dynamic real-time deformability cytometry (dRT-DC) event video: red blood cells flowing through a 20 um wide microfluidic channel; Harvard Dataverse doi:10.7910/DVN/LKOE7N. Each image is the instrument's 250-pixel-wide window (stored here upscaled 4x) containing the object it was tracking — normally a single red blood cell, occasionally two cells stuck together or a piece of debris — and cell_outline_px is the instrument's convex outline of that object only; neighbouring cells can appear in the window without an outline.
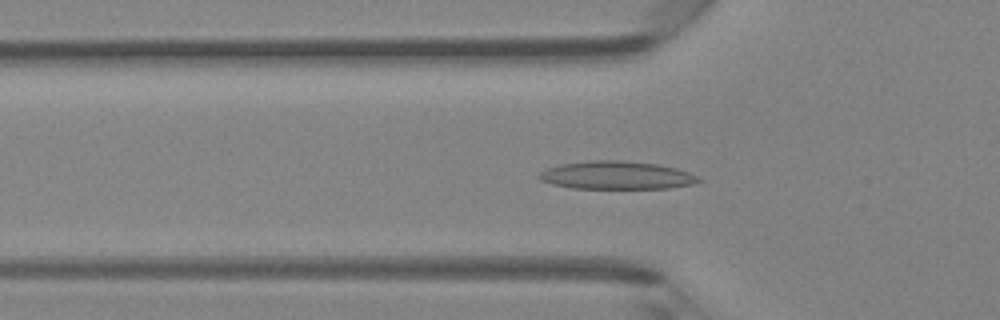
{"species": "Egyptian fruit bat (a non-hibernating species)", "species_latin": "Rousettus aegyptiacus", "temperature_condition": "room temperature", "stored_images_in_passage": 44, "camera_frame_rate_fps": 3000, "um_per_image_px": 0.085, "animal": {"sex": "female"}, "frame": {"image": 1, "passage_image": 12, "time_ms": 3.667, "image_size_px": [1000, 320], "cell_outline_px": [[704, 180], [692, 184], [668, 188], [572, 188], [552, 184], [540, 180], [536, 176], [540, 172], [548, 168], [560, 164], [588, 160], [620, 160], [660, 164], [676, 168], [700, 176]], "centroid_in_image_um": [52.42, 14.89], "position_along_channel_um": 73.4, "area_um2": 26.24}}
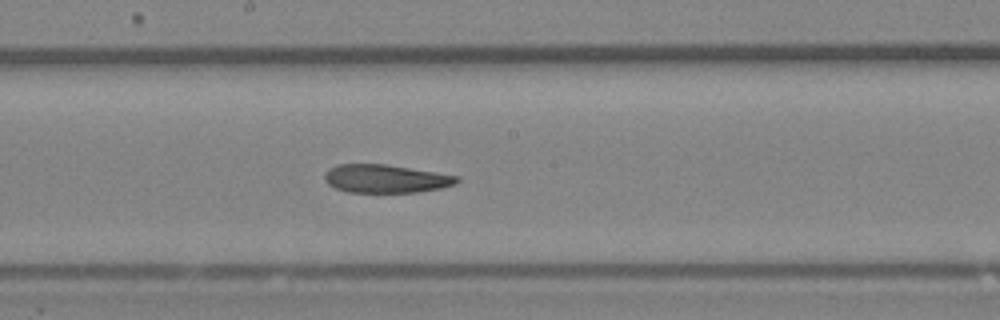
{"frame": {"image": 2, "passage_image": 22, "time_ms": 7.0, "image_size_px": [1000, 320], "cell_outline_px": [[460, 180], [456, 184], [440, 188], [416, 192], [348, 192], [336, 188], [328, 184], [324, 180], [324, 176], [328, 168], [336, 164], [388, 164], [460, 176]], "centroid_in_image_um": [32.78, 15.18], "position_along_channel_um": 215.4, "area_um2": 21.91}}
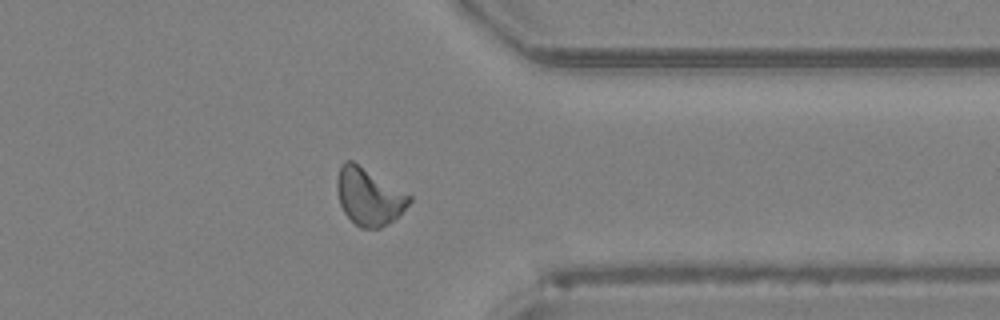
{"frame": {"image": 3, "passage_image": 34, "time_ms": 11.0, "image_size_px": [1000, 320], "cell_outline_px": [[412, 200], [392, 220], [380, 228], [360, 228], [344, 212], [340, 204], [336, 188], [336, 180], [340, 164], [344, 160], [352, 160], [412, 196]], "centroid_in_image_um": [31.31, 16.68], "position_along_channel_um": 380.1, "area_um2": 23.76}, "authors_computed_cell_mechanics": {"area_um2": 23.0622, "velocity_mm_per_s": 4.2657, "shape_relaxation_time_tau1_ms": null, "shape_relaxation_time_tau2_ms": 9.6962, "deformation_change_tau1": null, "deformation_change_tau2": 0.1969}}